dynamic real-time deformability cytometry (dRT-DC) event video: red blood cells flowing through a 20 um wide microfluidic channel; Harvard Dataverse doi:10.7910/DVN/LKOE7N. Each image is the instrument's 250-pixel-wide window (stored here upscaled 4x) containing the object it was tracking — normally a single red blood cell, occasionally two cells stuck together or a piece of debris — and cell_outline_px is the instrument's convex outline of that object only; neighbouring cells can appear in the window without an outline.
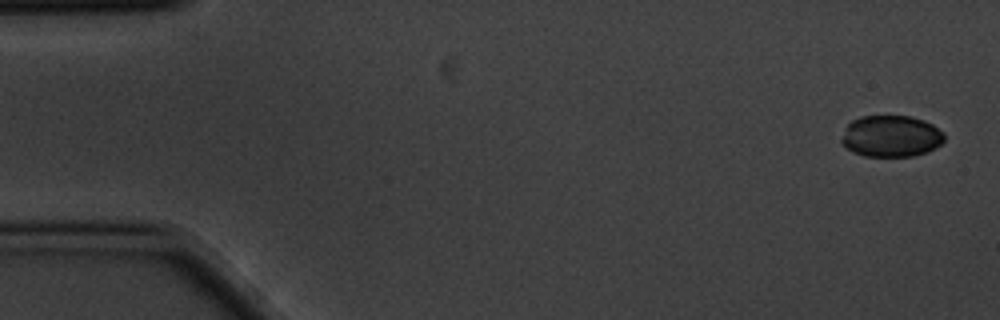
{"species": "common noctule bat (a hibernating species)", "species_latin": "Nyctalus noctula", "temperature_condition": "cold", "stored_images_in_passage": 5, "camera_frame_rate_fps": 3000, "um_per_image_px": 0.085, "animal": {"sex": "male", "body_mass_g": 20.1, "forearm_length_mm": 53.5}, "frame": {"image": 1, "passage_image": 5, "time_ms": 1.333, "image_size_px": [1000, 320], "cell_outline_px": [[944, 140], [936, 148], [928, 152], [912, 156], [864, 156], [852, 152], [840, 140], [848, 124], [852, 120], [860, 116], [908, 116], [924, 120], [932, 124], [944, 132]], "centroid_in_image_um": [75.76, 11.58], "position_along_channel_um": 9.2, "area_um2": 24.91}}